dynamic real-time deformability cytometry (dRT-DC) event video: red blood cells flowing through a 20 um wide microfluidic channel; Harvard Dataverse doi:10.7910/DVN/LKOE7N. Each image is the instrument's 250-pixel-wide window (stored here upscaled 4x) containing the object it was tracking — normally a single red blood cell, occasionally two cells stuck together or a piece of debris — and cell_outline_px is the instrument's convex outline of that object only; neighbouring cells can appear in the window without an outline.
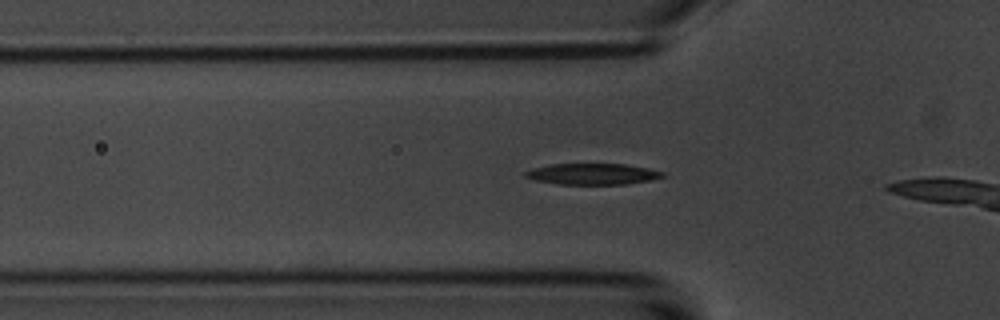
{"species": "common noctule bat (a hibernating species)", "species_latin": "Nyctalus noctula", "temperature_condition": "room temperature", "stored_images_in_passage": 9, "camera_frame_rate_fps": 3000, "um_per_image_px": 0.085, "animal": {"sex": "male", "body_mass_g": 20.1, "forearm_length_mm": 53.5}, "frame": {"image": 1, "passage_image": 6, "time_ms": 1.667, "image_size_px": [1000, 320], "cell_outline_px": [[664, 176], [648, 180], [624, 184], [556, 184], [536, 180], [524, 176], [524, 172], [532, 168], [552, 164], [624, 164], [648, 168], [664, 172]], "centroid_in_image_um": [50.33, 14.78], "position_along_channel_um": 75.5, "area_um2": 16.7}}